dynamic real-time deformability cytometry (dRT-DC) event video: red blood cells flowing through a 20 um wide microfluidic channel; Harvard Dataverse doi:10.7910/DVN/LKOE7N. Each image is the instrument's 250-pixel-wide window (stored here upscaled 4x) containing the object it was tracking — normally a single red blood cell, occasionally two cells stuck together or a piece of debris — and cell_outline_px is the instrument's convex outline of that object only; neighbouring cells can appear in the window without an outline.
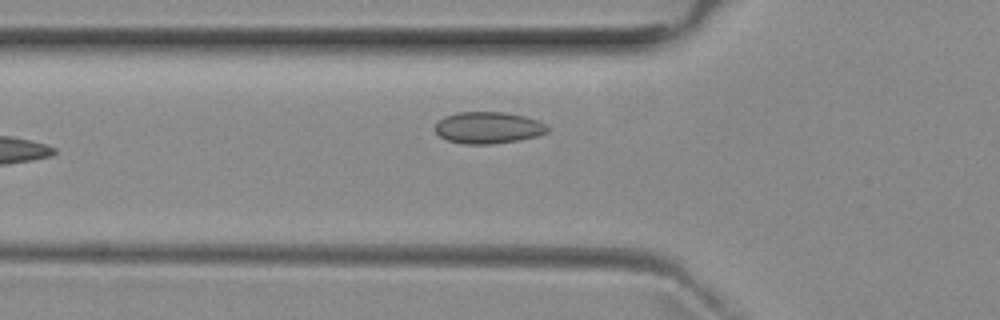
{"species": "common noctule bat (a hibernating species)", "species_latin": "Nyctalus noctula", "temperature_condition": "room temperature", "stored_images_in_passage": 6, "camera_frame_rate_fps": 3000, "um_per_image_px": 0.085, "animal": {"sex": "female", "body_mass_g": 29.2, "forearm_length_mm": 56.3}, "frame": {"image": 1, "passage_image": 6, "time_ms": 6.0, "image_size_px": [1000, 320], "cell_outline_px": [[548, 132], [536, 136], [516, 140], [492, 144], [464, 144], [448, 140], [440, 136], [432, 128], [444, 116], [460, 112], [504, 112], [524, 116], [536, 120], [544, 124], [548, 128]], "centroid_in_image_um": [41.46, 10.85], "position_along_channel_um": 84.3, "area_um2": 20.58}}